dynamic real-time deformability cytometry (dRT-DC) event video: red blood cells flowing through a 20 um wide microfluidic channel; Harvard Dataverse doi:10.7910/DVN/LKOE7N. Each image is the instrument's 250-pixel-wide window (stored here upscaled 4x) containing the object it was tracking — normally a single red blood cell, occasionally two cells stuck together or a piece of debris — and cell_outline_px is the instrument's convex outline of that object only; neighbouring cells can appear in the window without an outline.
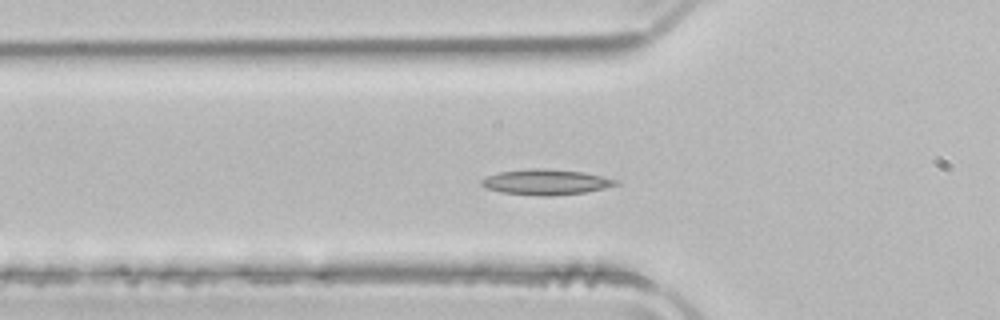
{"species": "common noctule bat (a hibernating species)", "species_latin": "Nyctalus noctula", "temperature_condition": "room temperature", "stored_images_in_passage": 51, "camera_frame_rate_fps": 3000, "um_per_image_px": 0.085, "animal": {"sex": "male", "body_mass_g": 21.5, "forearm_length_mm": 52.0}, "frame": {"image": 1, "passage_image": 16, "time_ms": 5.0, "image_size_px": [1000, 320], "cell_outline_px": [[620, 184], [604, 188], [584, 192], [548, 196], [540, 196], [500, 192], [488, 188], [480, 184], [480, 180], [488, 176], [500, 172], [536, 168], [544, 168], [584, 172], [620, 180]], "centroid_in_image_um": [46.44, 15.47], "position_along_channel_um": 79.4, "area_um2": 19.83}}
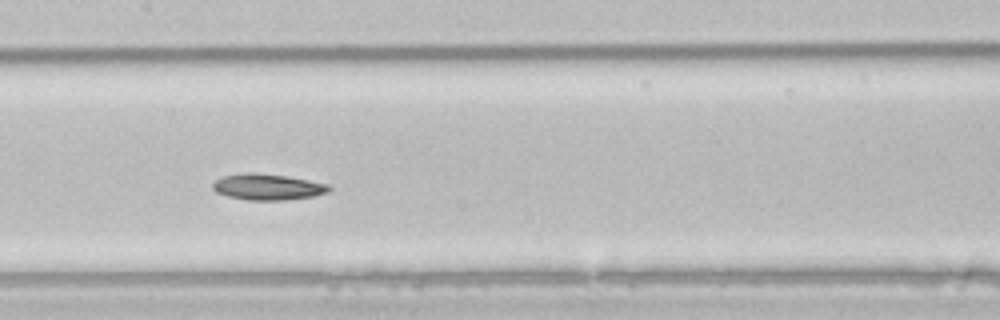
{"frame": {"image": 2, "passage_image": 24, "time_ms": 7.667, "image_size_px": [1000, 320], "cell_outline_px": [[332, 188], [328, 192], [312, 196], [284, 200], [248, 200], [228, 196], [216, 192], [212, 188], [212, 184], [220, 176], [248, 172], [256, 172], [284, 176], [308, 180], [328, 184]], "centroid_in_image_um": [22.71, 15.88], "position_along_channel_um": 184.7, "area_um2": 17.63}}
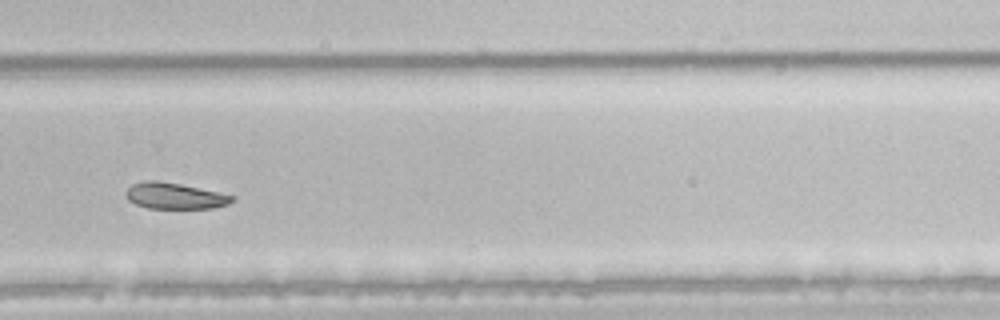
{"frame": {"image": 3, "passage_image": 34, "time_ms": 11.0, "image_size_px": [1000, 320], "cell_outline_px": [[236, 200], [228, 204], [212, 208], [148, 208], [136, 204], [128, 200], [124, 192], [132, 184], [144, 180], [156, 180], [180, 184], [220, 192], [236, 196]], "centroid_in_image_um": [14.87, 16.64], "position_along_channel_um": 314.9, "area_um2": 16.3}, "authors_computed_cell_mechanics": {"area_um2": 19.2474, "velocity_mm_per_s": 3.9231, "shape_relaxation_time_tau1_ms": 9.6735, "shape_relaxation_time_tau2_ms": null, "deformation_change_tau1": 0.1475, "deformation_change_tau2": null}}